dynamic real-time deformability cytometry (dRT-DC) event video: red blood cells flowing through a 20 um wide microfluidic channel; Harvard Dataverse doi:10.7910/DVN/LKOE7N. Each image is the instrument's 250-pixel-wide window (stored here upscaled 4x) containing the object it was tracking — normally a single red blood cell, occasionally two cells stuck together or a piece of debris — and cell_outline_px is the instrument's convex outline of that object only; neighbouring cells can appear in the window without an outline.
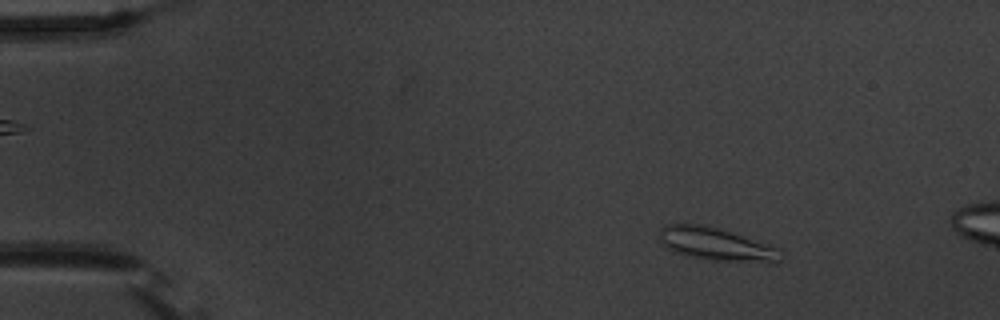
{"species": "common noctule bat (a hibernating species)", "species_latin": "Nyctalus noctula", "temperature_condition": "warm", "stored_images_in_passage": 14, "camera_frame_rate_fps": 3000, "um_per_image_px": 0.085, "animal": {"sex": "male", "body_mass_g": 20.1, "forearm_length_mm": 53.5}, "frame": {"image": 1, "passage_image": 8, "time_ms": 2.333, "image_size_px": [1000, 320], "cell_outline_px": [[780, 260], [776, 264], [768, 264], [716, 260], [688, 256], [676, 252], [668, 248], [660, 240], [660, 228], [664, 224], [700, 224], [720, 228], [736, 232], [780, 248]], "centroid_in_image_um": [60.97, 20.76], "position_along_channel_um": 24.0, "area_um2": 23.7}}